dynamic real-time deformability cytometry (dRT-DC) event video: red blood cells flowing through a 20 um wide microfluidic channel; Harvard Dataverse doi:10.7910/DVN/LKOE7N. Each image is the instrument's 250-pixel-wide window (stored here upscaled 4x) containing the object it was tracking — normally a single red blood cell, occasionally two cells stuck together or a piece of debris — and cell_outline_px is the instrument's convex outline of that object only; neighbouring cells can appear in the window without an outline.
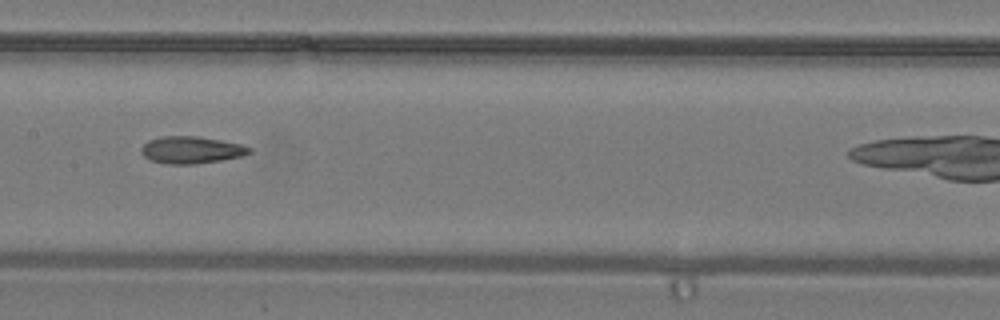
{"species": "common noctule bat (a hibernating species)", "species_latin": "Nyctalus noctula", "temperature_condition": "warm", "stored_images_in_passage": 17, "camera_frame_rate_fps": 3000, "um_per_image_px": 0.085, "animal": {"sex": "male", "body_mass_g": 19.2, "forearm_length_mm": 51.8}, "frame": {"image": 1, "passage_image": 12, "time_ms": 3.667, "image_size_px": [1000, 320], "cell_outline_px": [[252, 152], [240, 156], [220, 160], [196, 164], [168, 164], [148, 160], [140, 152], [140, 148], [148, 140], [164, 136], [196, 136], [220, 140], [240, 144], [252, 148]], "centroid_in_image_um": [16.22, 12.75], "position_along_channel_um": 191.2, "area_um2": 17.05}}